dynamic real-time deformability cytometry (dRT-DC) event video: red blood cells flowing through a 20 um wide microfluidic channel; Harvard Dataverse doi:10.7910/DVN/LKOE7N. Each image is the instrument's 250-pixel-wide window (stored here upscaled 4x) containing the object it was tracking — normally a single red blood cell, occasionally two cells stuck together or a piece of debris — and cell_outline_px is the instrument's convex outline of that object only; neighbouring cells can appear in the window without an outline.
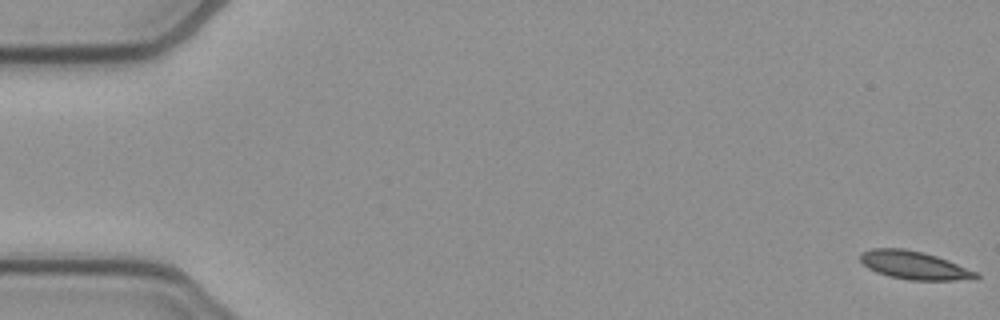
{"species": "common noctule bat (a hibernating species)", "species_latin": "Nyctalus noctula", "temperature_condition": "cold", "stored_images_in_passage": 53, "camera_frame_rate_fps": 3000, "um_per_image_px": 0.085, "animal": {"sex": "female", "body_mass_g": 21.9}, "frame": {"image": 1, "passage_image": 1, "time_ms": 0.0, "image_size_px": [1000, 320], "cell_outline_px": [[980, 276], [976, 280], [908, 280], [888, 276], [876, 272], [868, 268], [860, 260], [860, 252], [872, 248], [904, 248], [924, 252], [948, 260], [980, 272]], "centroid_in_image_um": [77.76, 22.55], "position_along_channel_um": 7.2, "area_um2": 19.36}}
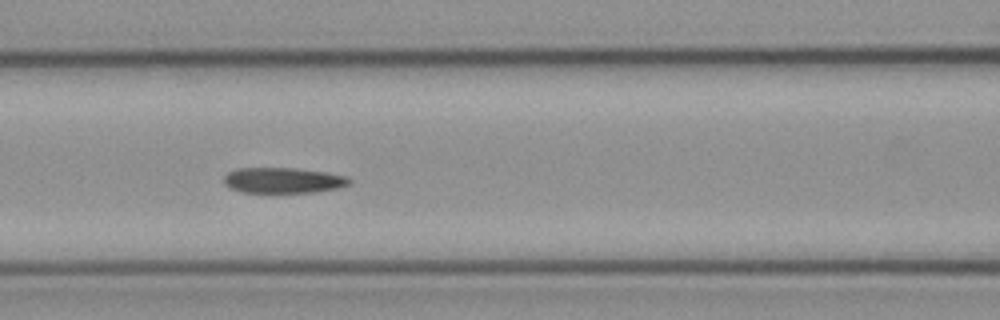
{"frame": {"image": 2, "passage_image": 23, "time_ms": 7.333, "image_size_px": [1000, 320], "cell_outline_px": [[352, 184], [340, 188], [316, 192], [240, 192], [228, 188], [224, 184], [224, 176], [228, 172], [236, 168], [296, 168], [324, 172], [348, 176], [352, 180]], "centroid_in_image_um": [24.09, 15.33], "position_along_channel_um": 142.5, "area_um2": 18.96}}
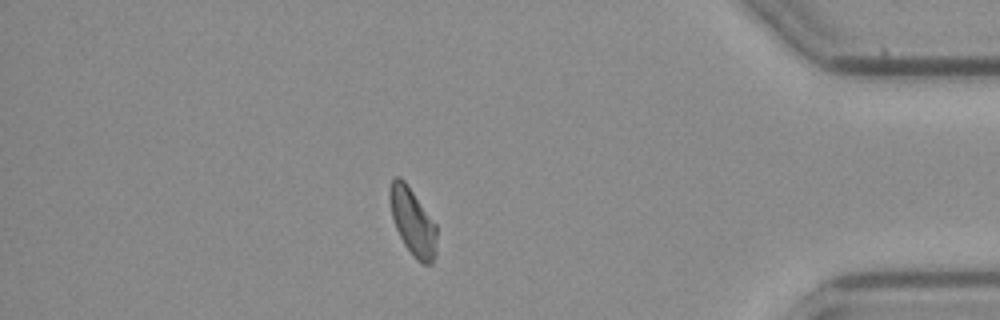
{"frame": {"image": 3, "passage_image": 46, "time_ms": 15.0, "image_size_px": [1000, 320], "cell_outline_px": [[436, 252], [432, 264], [424, 264], [416, 260], [412, 256], [404, 244], [396, 228], [392, 216], [388, 196], [388, 192], [392, 180], [396, 176], [400, 176], [404, 180], [436, 224]], "centroid_in_image_um": [35.07, 18.86], "position_along_channel_um": 400.1, "area_um2": 18.32}, "authors_computed_cell_mechanics": {"area_um2": 19.1896, "velocity_mm_per_s": 3.89, "shape_relaxation_time_tau1_ms": null, "shape_relaxation_time_tau2_ms": 8.332, "deformation_change_tau1": null, "deformation_change_tau2": 0.1373}}